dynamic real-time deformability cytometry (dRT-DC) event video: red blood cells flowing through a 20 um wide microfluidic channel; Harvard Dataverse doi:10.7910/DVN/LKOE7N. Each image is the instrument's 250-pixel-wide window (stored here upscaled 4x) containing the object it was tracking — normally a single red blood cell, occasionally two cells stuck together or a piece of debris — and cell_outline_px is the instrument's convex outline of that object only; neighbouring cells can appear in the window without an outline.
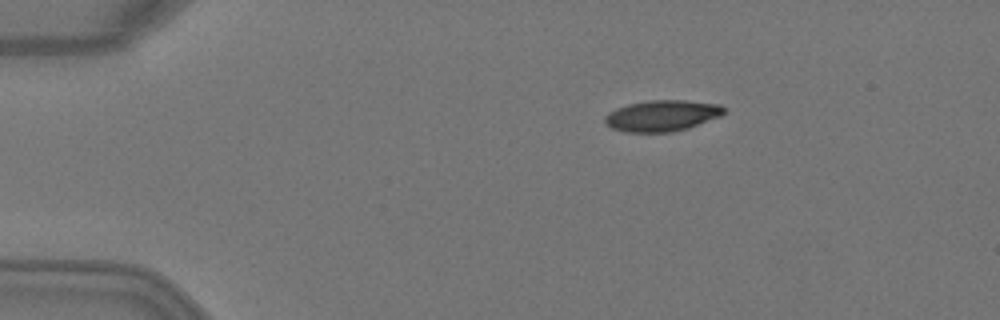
{"species": "Egyptian fruit bat (a non-hibernating species)", "species_latin": "Rousettus aegyptiacus", "temperature_condition": "warm", "stored_images_in_passage": 4, "camera_frame_rate_fps": 3000, "um_per_image_px": 0.085, "animal": {"sex": "female"}, "frame": {"image": 1, "passage_image": 1, "time_ms": 0.0, "image_size_px": [1000, 320], "cell_outline_px": [[728, 108], [720, 116], [688, 128], [672, 132], [628, 132], [612, 128], [604, 124], [604, 116], [608, 112], [616, 108], [628, 104], [648, 100], [684, 100], [720, 104]], "centroid_in_image_um": [56.26, 9.82], "position_along_channel_um": 28.7, "area_um2": 21.73}}
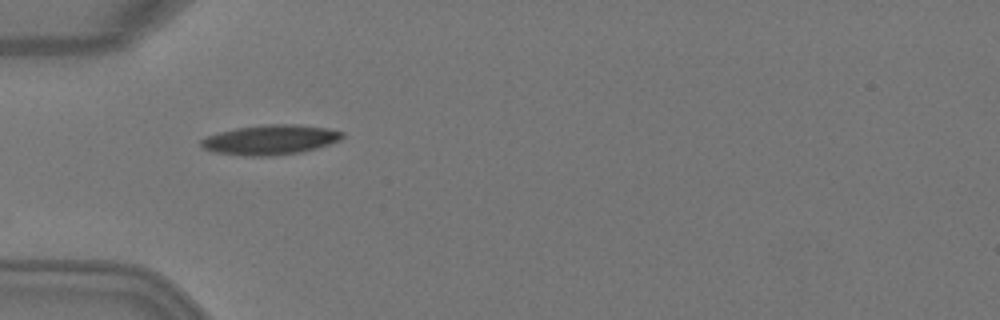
{"frame": {"image": 2, "passage_image": 3, "time_ms": 0.667, "image_size_px": [1000, 320], "cell_outline_px": [[344, 136], [340, 140], [316, 148], [300, 152], [268, 156], [248, 156], [212, 152], [204, 148], [200, 144], [200, 140], [208, 136], [220, 132], [236, 128], [260, 124], [296, 124], [328, 128], [344, 132]], "centroid_in_image_um": [22.98, 11.87], "position_along_channel_um": 62.0, "area_um2": 24.51}}